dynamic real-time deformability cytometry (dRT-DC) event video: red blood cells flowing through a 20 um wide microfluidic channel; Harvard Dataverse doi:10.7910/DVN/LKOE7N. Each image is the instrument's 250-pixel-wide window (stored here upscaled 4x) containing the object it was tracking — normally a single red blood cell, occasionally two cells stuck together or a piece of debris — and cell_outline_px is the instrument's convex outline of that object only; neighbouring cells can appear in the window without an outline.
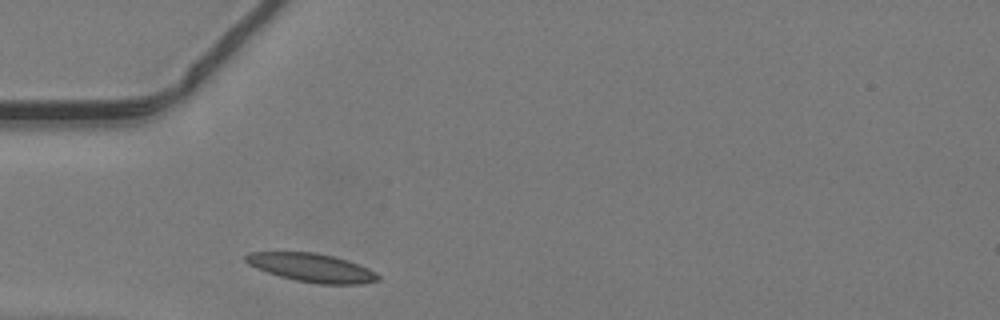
{"species": "common noctule bat (a hibernating species)", "species_latin": "Nyctalus noctula", "temperature_condition": "warm", "stored_images_in_passage": 25, "camera_frame_rate_fps": 3000, "um_per_image_px": 0.085, "animal": {"sex": "male", "body_mass_g": 19.2, "forearm_length_mm": 51.8}, "frame": {"image": 1, "passage_image": 1, "time_ms": 0.0, "image_size_px": [1000, 320], "cell_outline_px": [[380, 280], [364, 284], [320, 284], [296, 280], [280, 276], [268, 272], [248, 264], [244, 260], [244, 256], [252, 252], [316, 252], [348, 260], [368, 268], [376, 272], [380, 276]], "centroid_in_image_um": [26.54, 22.75], "position_along_channel_um": 58.5, "area_um2": 21.91}}
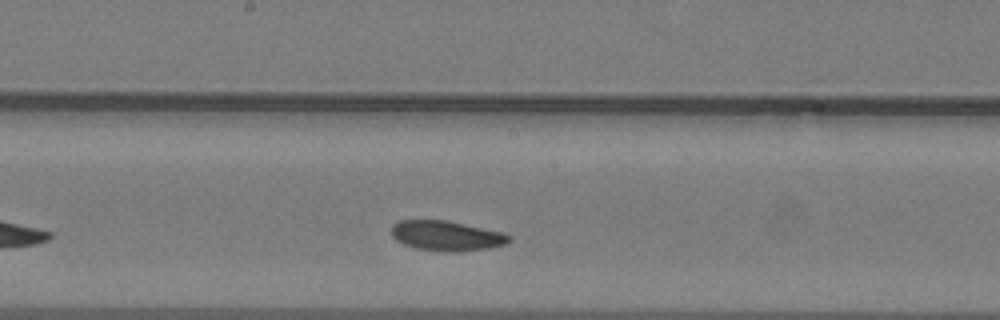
{"frame": {"image": 2, "passage_image": 12, "time_ms": 3.667, "image_size_px": [1000, 320], "cell_outline_px": [[508, 240], [504, 244], [488, 248], [452, 252], [448, 252], [416, 248], [404, 244], [396, 240], [392, 236], [392, 224], [400, 220], [444, 220], [500, 232], [508, 236]], "centroid_in_image_um": [37.86, 20.04], "position_along_channel_um": 210.3, "area_um2": 20.0}}
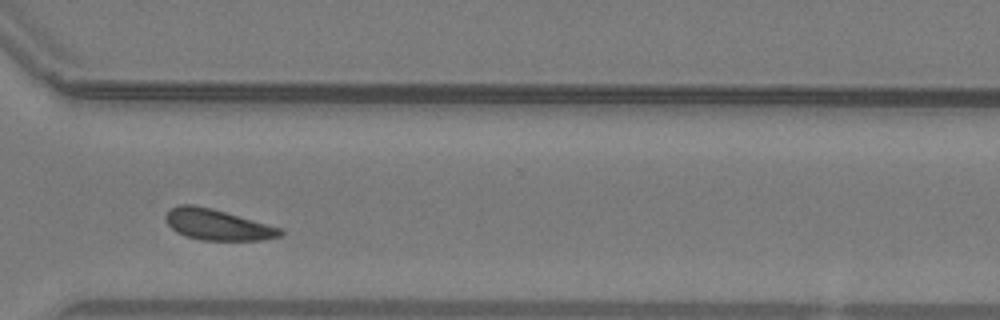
{"frame": {"image": 3, "passage_image": 22, "time_ms": 7.0, "image_size_px": [1000, 320], "cell_outline_px": [[284, 232], [280, 236], [260, 240], [200, 240], [176, 232], [164, 220], [164, 216], [168, 208], [180, 204], [192, 204], [224, 212], [280, 228]], "centroid_in_image_um": [18.4, 19.09], "position_along_channel_um": 352.2, "area_um2": 20.29}}